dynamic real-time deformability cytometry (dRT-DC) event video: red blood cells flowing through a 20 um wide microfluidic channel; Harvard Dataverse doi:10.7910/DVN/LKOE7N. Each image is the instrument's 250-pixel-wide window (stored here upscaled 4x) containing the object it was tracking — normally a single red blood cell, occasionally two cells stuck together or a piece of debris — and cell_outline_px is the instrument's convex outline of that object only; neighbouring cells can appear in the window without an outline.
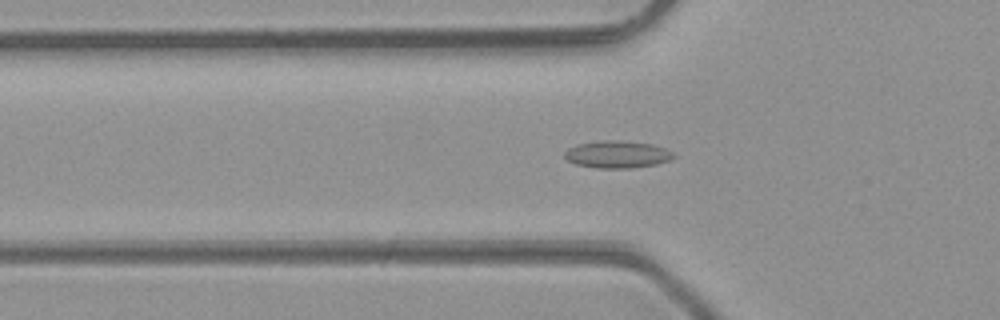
{"species": "common noctule bat (a hibernating species)", "species_latin": "Nyctalus noctula", "temperature_condition": "room temperature", "stored_images_in_passage": 37, "camera_frame_rate_fps": 3000, "um_per_image_px": 0.085, "animal": {"sex": "male", "body_mass_g": 23.1, "forearm_length_mm": 52.7}, "frame": {"image": 1, "passage_image": 5, "time_ms": 1.333, "image_size_px": [1000, 320], "cell_outline_px": [[676, 156], [672, 160], [656, 164], [632, 168], [596, 168], [576, 164], [568, 160], [564, 156], [564, 152], [568, 148], [576, 144], [596, 140], [624, 140], [652, 144], [664, 148], [672, 152]], "centroid_in_image_um": [52.46, 13.11], "position_along_channel_um": 73.3, "area_um2": 17.57}}
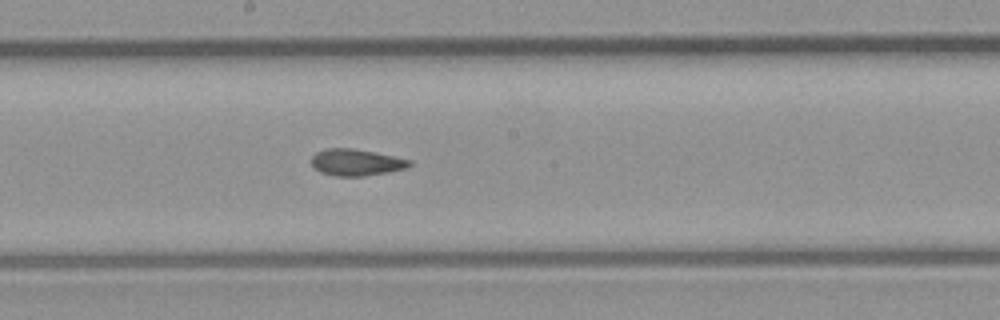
{"frame": {"image": 2, "passage_image": 15, "time_ms": 4.667, "image_size_px": [1000, 320], "cell_outline_px": [[412, 164], [404, 168], [364, 176], [336, 176], [320, 172], [312, 164], [312, 156], [316, 152], [324, 148], [352, 148], [376, 152], [412, 160]], "centroid_in_image_um": [30.26, 13.78], "position_along_channel_um": 217.9, "area_um2": 15.09}}
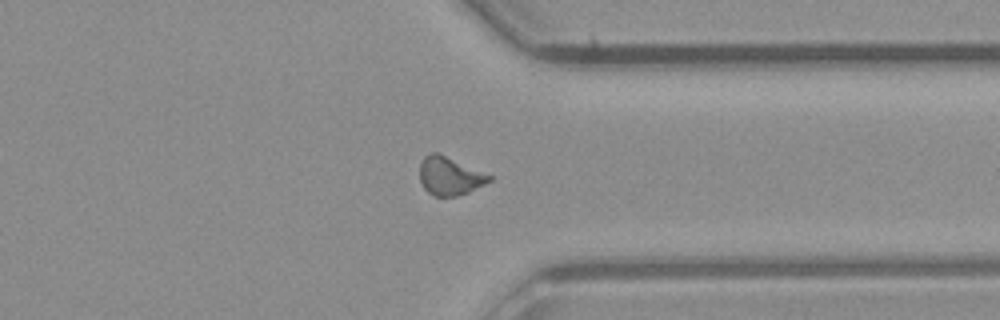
{"frame": {"image": 3, "passage_image": 26, "time_ms": 8.333, "image_size_px": [1000, 320], "cell_outline_px": [[492, 180], [468, 192], [456, 196], [436, 196], [428, 192], [424, 188], [420, 180], [420, 164], [424, 156], [428, 152], [440, 152], [492, 176]], "centroid_in_image_um": [38.2, 14.93], "position_along_channel_um": 373.2, "area_um2": 15.55}, "authors_computed_cell_mechanics": {"area_um2": 15.3748, "velocity_mm_per_s": 4.2945, "shape_relaxation_time_tau1_ms": null, "shape_relaxation_time_tau2_ms": 2.0276, "deformation_change_tau1": null, "deformation_change_tau2": 0.0875}}